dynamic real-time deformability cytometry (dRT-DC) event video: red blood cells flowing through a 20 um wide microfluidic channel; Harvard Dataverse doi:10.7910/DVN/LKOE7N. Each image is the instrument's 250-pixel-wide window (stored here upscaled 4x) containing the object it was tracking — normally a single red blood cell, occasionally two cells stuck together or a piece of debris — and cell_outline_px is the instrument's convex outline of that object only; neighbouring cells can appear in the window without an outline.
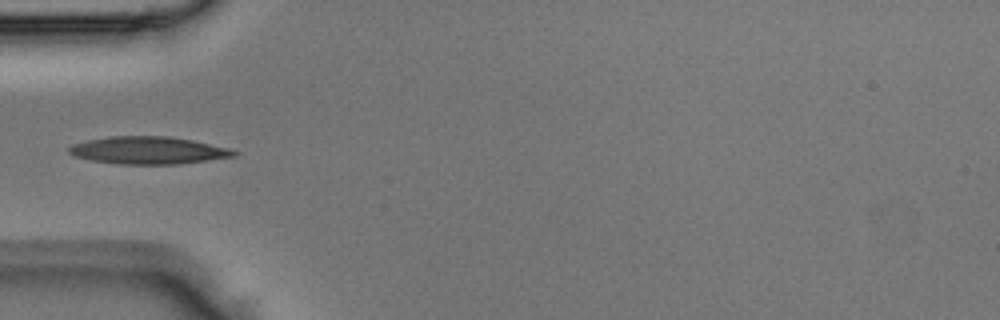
{"species": "Egyptian fruit bat (a non-hibernating species)", "species_latin": "Rousettus aegyptiacus", "temperature_condition": "room temperature", "stored_images_in_passage": 3, "camera_frame_rate_fps": 3000, "um_per_image_px": 0.085, "animal": {"sex": "male"}, "frame": {"image": 1, "passage_image": 3, "time_ms": 0.667, "image_size_px": [1000, 320], "cell_outline_px": [[240, 152], [236, 156], [180, 164], [120, 164], [92, 160], [72, 156], [68, 152], [68, 148], [72, 144], [88, 140], [108, 136], [168, 136], [192, 140], [228, 148]], "centroid_in_image_um": [12.59, 12.78], "position_along_channel_um": 72.4, "area_um2": 26.41}}